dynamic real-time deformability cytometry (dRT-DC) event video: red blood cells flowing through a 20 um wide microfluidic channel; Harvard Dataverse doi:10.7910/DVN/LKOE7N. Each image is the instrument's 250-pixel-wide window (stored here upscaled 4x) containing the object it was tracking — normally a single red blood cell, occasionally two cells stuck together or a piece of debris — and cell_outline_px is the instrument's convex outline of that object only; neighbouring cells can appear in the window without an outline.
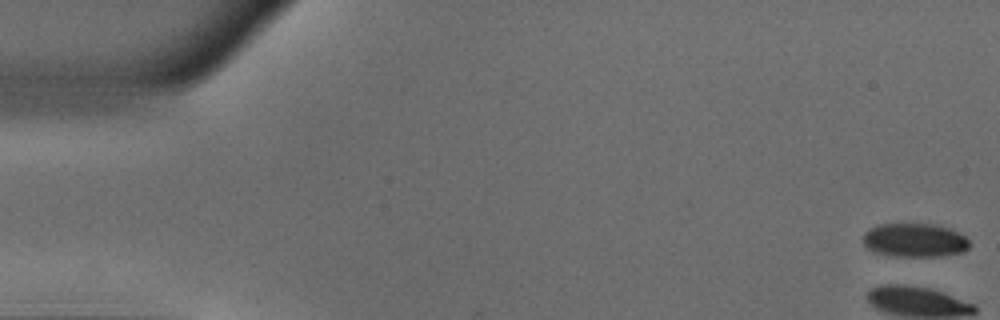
{"species": "common noctule bat (a hibernating species)", "species_latin": "Nyctalus noctula", "temperature_condition": "warm", "stored_images_in_passage": 51, "camera_frame_rate_fps": 3000, "um_per_image_px": 0.085, "animal": {"sex": "male", "body_mass_g": 18.8}, "frame": {"image": 1, "passage_image": 1, "time_ms": 0.0, "image_size_px": [1000, 320], "cell_outline_px": [[968, 248], [964, 252], [940, 256], [892, 256], [872, 252], [864, 244], [864, 232], [868, 228], [876, 224], [932, 224], [948, 228], [964, 236], [968, 240]], "centroid_in_image_um": [77.7, 20.42], "position_along_channel_um": 7.3, "area_um2": 20.92}}